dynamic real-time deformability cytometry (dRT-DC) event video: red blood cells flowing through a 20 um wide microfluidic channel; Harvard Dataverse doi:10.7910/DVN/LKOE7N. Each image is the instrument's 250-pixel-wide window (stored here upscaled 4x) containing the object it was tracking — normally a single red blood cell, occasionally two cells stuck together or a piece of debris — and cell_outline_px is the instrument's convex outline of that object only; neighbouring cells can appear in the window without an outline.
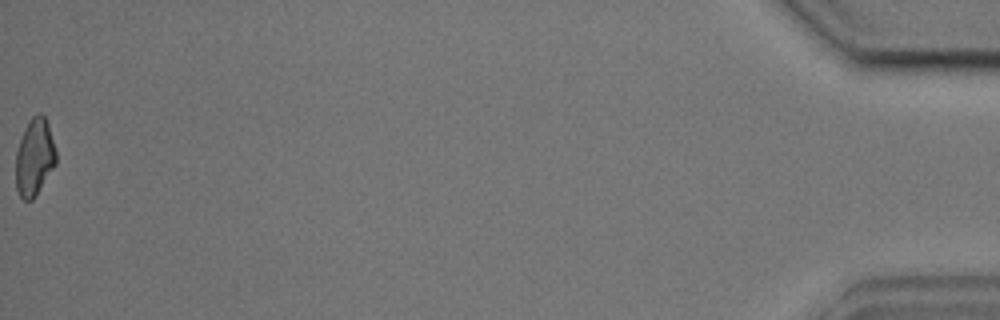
{"species": "common noctule bat (a hibernating species)", "species_latin": "Nyctalus noctula", "temperature_condition": "cold", "stored_images_in_passage": 42, "camera_frame_rate_fps": 3000, "um_per_image_px": 0.085, "animal": {"sex": "male", "body_mass_g": 17.9, "forearm_length_mm": 54.2}, "frame": {"image": 1, "passage_image": 42, "time_ms": 13.667, "image_size_px": [1000, 320], "cell_outline_px": [[56, 164], [36, 196], [32, 200], [24, 200], [20, 196], [16, 188], [16, 152], [24, 128], [28, 120], [32, 116], [40, 112], [44, 116], [48, 124], [56, 148]], "centroid_in_image_um": [2.94, 13.36], "position_along_channel_um": 432.3, "area_um2": 18.26}, "authors_computed_cell_mechanics": {"area_um2": 19.1607, "velocity_mm_per_s": 3.6003, "shape_relaxation_time_tau1_ms": 5.6744, "shape_relaxation_time_tau2_ms": 8.7442, "deformation_change_tau1": 0.1249, "deformation_change_tau2": 0.1657}}